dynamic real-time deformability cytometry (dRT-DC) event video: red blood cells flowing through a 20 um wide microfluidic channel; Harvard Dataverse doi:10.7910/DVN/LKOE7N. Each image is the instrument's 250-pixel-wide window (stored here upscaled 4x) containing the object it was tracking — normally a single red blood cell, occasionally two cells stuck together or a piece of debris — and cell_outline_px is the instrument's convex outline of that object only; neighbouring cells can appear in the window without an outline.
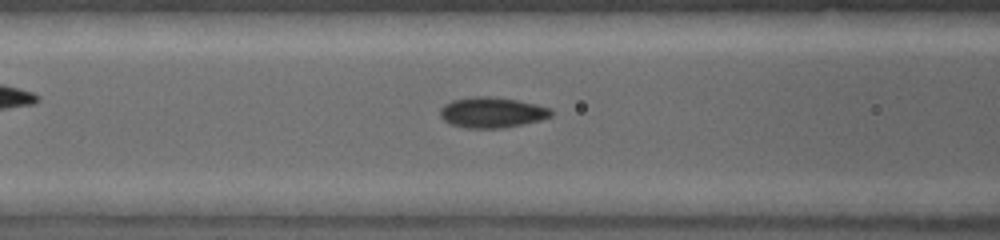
{"species": "common noctule bat (a hibernating species)", "species_latin": "Nyctalus noctula", "temperature_condition": "warm", "stored_images_in_passage": 5, "camera_frame_rate_fps": 5000, "um_per_image_px": 0.085, "animal": {"sex": "female", "body_mass_g": 19.0, "forearm_length_mm": 53.3}, "frame": {"image": 1, "passage_image": 4, "time_ms": 1.0, "image_size_px": [1000, 240], "cell_outline_px": [[556, 112], [552, 116], [540, 120], [500, 128], [464, 128], [452, 124], [444, 120], [440, 116], [440, 108], [444, 104], [452, 100], [472, 96], [488, 96], [516, 100], [536, 104], [552, 108]], "centroid_in_image_um": [41.83, 9.55], "position_along_channel_um": 124.8, "area_um2": 19.83}}